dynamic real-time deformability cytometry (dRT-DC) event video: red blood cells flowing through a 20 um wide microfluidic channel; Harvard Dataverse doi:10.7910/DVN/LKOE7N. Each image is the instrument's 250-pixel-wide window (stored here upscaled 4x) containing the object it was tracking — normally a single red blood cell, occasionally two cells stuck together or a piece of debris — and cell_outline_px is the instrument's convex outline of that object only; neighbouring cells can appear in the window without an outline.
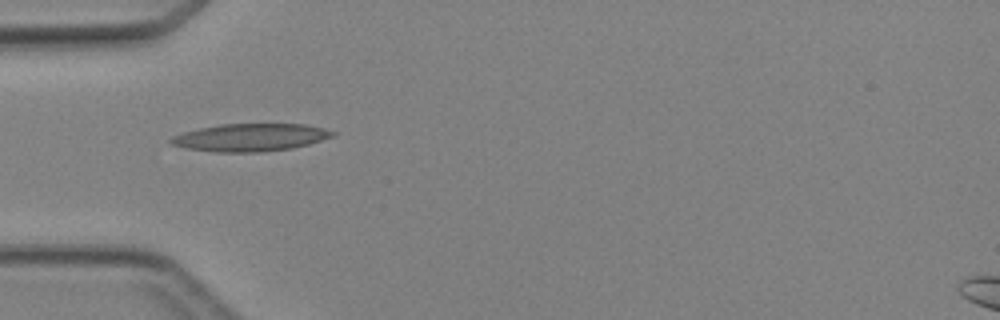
{"species": "Egyptian fruit bat (a non-hibernating species)", "species_latin": "Rousettus aegyptiacus", "temperature_condition": "cold", "stored_images_in_passage": 5, "camera_frame_rate_fps": 3000, "um_per_image_px": 0.085, "animal": {"sex": "female"}, "frame": {"image": 1, "passage_image": 4, "time_ms": 3.667, "image_size_px": [1000, 320], "cell_outline_px": [[336, 136], [308, 144], [292, 148], [260, 152], [216, 152], [188, 148], [172, 144], [168, 140], [172, 136], [184, 132], [200, 128], [220, 124], [304, 124], [324, 128], [336, 132]], "centroid_in_image_um": [21.32, 11.68], "position_along_channel_um": 63.7, "area_um2": 25.95}}
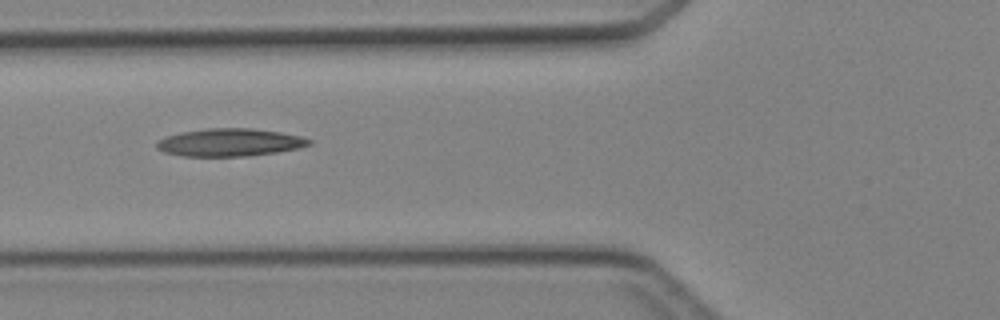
{"frame": {"image": 2, "passage_image": 5, "time_ms": 4.667, "image_size_px": [1000, 320], "cell_outline_px": [[312, 144], [296, 148], [276, 152], [248, 156], [184, 156], [164, 152], [156, 148], [156, 140], [180, 132], [204, 128], [252, 128], [280, 132], [300, 136], [312, 140]], "centroid_in_image_um": [19.5, 12.1], "position_along_channel_um": 106.3, "area_um2": 24.62}}